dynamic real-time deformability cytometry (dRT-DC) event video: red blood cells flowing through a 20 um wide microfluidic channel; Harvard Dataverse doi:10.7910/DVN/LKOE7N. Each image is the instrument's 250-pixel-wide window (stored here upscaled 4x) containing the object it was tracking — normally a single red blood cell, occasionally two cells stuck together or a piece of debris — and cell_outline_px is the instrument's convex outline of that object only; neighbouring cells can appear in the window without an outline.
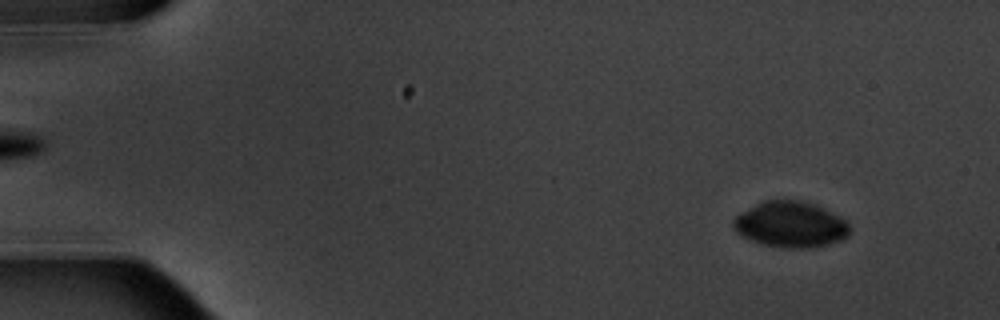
{"species": "common noctule bat (a hibernating species)", "species_latin": "Nyctalus noctula", "temperature_condition": "warm", "stored_images_in_passage": 4, "camera_frame_rate_fps": 3000, "um_per_image_px": 0.085, "animal": {"sex": "male", "body_mass_g": 20.1, "forearm_length_mm": 53.5}, "frame": {"image": 1, "passage_image": 1, "time_ms": 0.0, "image_size_px": [1000, 320], "cell_outline_px": [[848, 236], [840, 240], [812, 248], [788, 248], [764, 244], [752, 240], [736, 232], [732, 228], [732, 220], [740, 212], [764, 200], [800, 200], [816, 204], [840, 216], [848, 224]], "centroid_in_image_um": [67.18, 19.07], "position_along_channel_um": 17.8, "area_um2": 30.98}}